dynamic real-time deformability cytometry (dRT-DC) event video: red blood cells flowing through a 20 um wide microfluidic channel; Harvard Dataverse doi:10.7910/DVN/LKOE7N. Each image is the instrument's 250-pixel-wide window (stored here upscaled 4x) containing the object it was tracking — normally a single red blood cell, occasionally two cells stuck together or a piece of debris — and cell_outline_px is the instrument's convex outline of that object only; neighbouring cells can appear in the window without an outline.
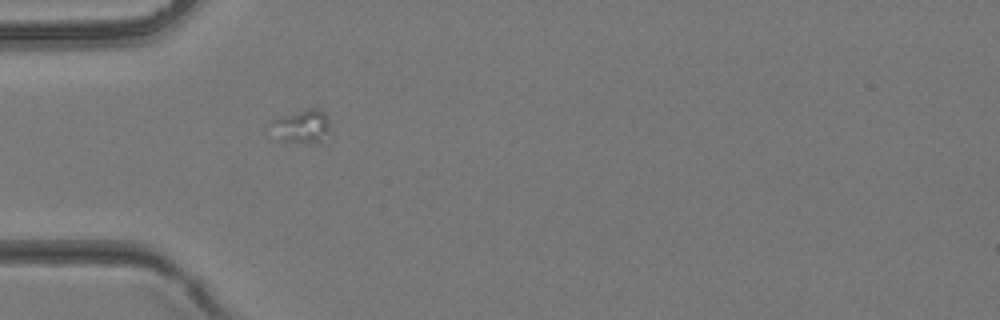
{"species": "common noctule bat (a hibernating species)", "species_latin": "Nyctalus noctula", "temperature_condition": "room temperature", "stored_images_in_passage": 1, "camera_frame_rate_fps": 3000, "um_per_image_px": 0.085, "animal": {"sex": "female", "body_mass_g": 24.6, "forearm_length_mm": 56.2}, "frame": {"image": 1, "passage_image": 1, "time_ms": 0.0, "image_size_px": [1000, 320], "cell_outline_px": [[328, 132], [320, 144], [280, 140], [272, 120], [280, 116], [308, 108], [316, 108], [324, 112], [328, 120]], "centroid_in_image_um": [25.72, 10.73], "position_along_channel_um": 59.3, "area_um2": 11.1}}